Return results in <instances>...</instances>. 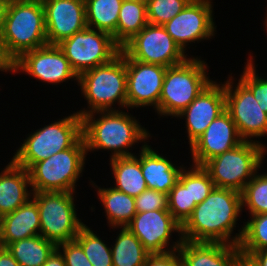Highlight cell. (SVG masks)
Wrapping results in <instances>:
<instances>
[{"label":"cell","mask_w":267,"mask_h":266,"mask_svg":"<svg viewBox=\"0 0 267 266\" xmlns=\"http://www.w3.org/2000/svg\"><path fill=\"white\" fill-rule=\"evenodd\" d=\"M81 137L82 117L74 112L28 134L12 160L29 170L36 162L71 148Z\"/></svg>","instance_id":"7"},{"label":"cell","mask_w":267,"mask_h":266,"mask_svg":"<svg viewBox=\"0 0 267 266\" xmlns=\"http://www.w3.org/2000/svg\"><path fill=\"white\" fill-rule=\"evenodd\" d=\"M254 56H250L247 60V64L244 66V70L240 75V81L252 92L255 99L259 102V106L267 113V79L256 73V64Z\"/></svg>","instance_id":"35"},{"label":"cell","mask_w":267,"mask_h":266,"mask_svg":"<svg viewBox=\"0 0 267 266\" xmlns=\"http://www.w3.org/2000/svg\"><path fill=\"white\" fill-rule=\"evenodd\" d=\"M196 204H190L189 168H183L178 181L168 193V210L183 225L192 215Z\"/></svg>","instance_id":"30"},{"label":"cell","mask_w":267,"mask_h":266,"mask_svg":"<svg viewBox=\"0 0 267 266\" xmlns=\"http://www.w3.org/2000/svg\"><path fill=\"white\" fill-rule=\"evenodd\" d=\"M215 188L209 173L202 167L191 164L189 167L190 204L202 203Z\"/></svg>","instance_id":"36"},{"label":"cell","mask_w":267,"mask_h":266,"mask_svg":"<svg viewBox=\"0 0 267 266\" xmlns=\"http://www.w3.org/2000/svg\"><path fill=\"white\" fill-rule=\"evenodd\" d=\"M227 79L223 82L225 109L231 115L239 136L243 141L262 144L267 148L259 141V137L267 135V113L262 110L252 92L240 80L235 84L233 76L229 75Z\"/></svg>","instance_id":"11"},{"label":"cell","mask_w":267,"mask_h":266,"mask_svg":"<svg viewBox=\"0 0 267 266\" xmlns=\"http://www.w3.org/2000/svg\"><path fill=\"white\" fill-rule=\"evenodd\" d=\"M123 1L147 2V0H123Z\"/></svg>","instance_id":"47"},{"label":"cell","mask_w":267,"mask_h":266,"mask_svg":"<svg viewBox=\"0 0 267 266\" xmlns=\"http://www.w3.org/2000/svg\"><path fill=\"white\" fill-rule=\"evenodd\" d=\"M137 213L154 210H168V194L153 189H146L134 197Z\"/></svg>","instance_id":"37"},{"label":"cell","mask_w":267,"mask_h":266,"mask_svg":"<svg viewBox=\"0 0 267 266\" xmlns=\"http://www.w3.org/2000/svg\"><path fill=\"white\" fill-rule=\"evenodd\" d=\"M83 136L71 147L36 162L29 170L33 192H75L86 162Z\"/></svg>","instance_id":"6"},{"label":"cell","mask_w":267,"mask_h":266,"mask_svg":"<svg viewBox=\"0 0 267 266\" xmlns=\"http://www.w3.org/2000/svg\"><path fill=\"white\" fill-rule=\"evenodd\" d=\"M264 24H265V29L267 30V11H266V16H265ZM266 33H267V31H266Z\"/></svg>","instance_id":"48"},{"label":"cell","mask_w":267,"mask_h":266,"mask_svg":"<svg viewBox=\"0 0 267 266\" xmlns=\"http://www.w3.org/2000/svg\"><path fill=\"white\" fill-rule=\"evenodd\" d=\"M225 110L224 84L212 81L175 118H185L189 147L204 133L210 123Z\"/></svg>","instance_id":"18"},{"label":"cell","mask_w":267,"mask_h":266,"mask_svg":"<svg viewBox=\"0 0 267 266\" xmlns=\"http://www.w3.org/2000/svg\"><path fill=\"white\" fill-rule=\"evenodd\" d=\"M119 229L114 245H110L113 266H145L150 253L127 227Z\"/></svg>","instance_id":"28"},{"label":"cell","mask_w":267,"mask_h":266,"mask_svg":"<svg viewBox=\"0 0 267 266\" xmlns=\"http://www.w3.org/2000/svg\"><path fill=\"white\" fill-rule=\"evenodd\" d=\"M126 227L141 241L150 254L176 251L183 241L181 236L182 225L172 216L169 210L136 213ZM174 232L179 234L176 242L171 239Z\"/></svg>","instance_id":"13"},{"label":"cell","mask_w":267,"mask_h":266,"mask_svg":"<svg viewBox=\"0 0 267 266\" xmlns=\"http://www.w3.org/2000/svg\"><path fill=\"white\" fill-rule=\"evenodd\" d=\"M73 71L82 73L104 65L117 57L122 48L110 34L86 27L57 44Z\"/></svg>","instance_id":"10"},{"label":"cell","mask_w":267,"mask_h":266,"mask_svg":"<svg viewBox=\"0 0 267 266\" xmlns=\"http://www.w3.org/2000/svg\"><path fill=\"white\" fill-rule=\"evenodd\" d=\"M267 148L243 141L237 147L207 161L202 167L209 173L215 187L242 192L245 185L261 169Z\"/></svg>","instance_id":"8"},{"label":"cell","mask_w":267,"mask_h":266,"mask_svg":"<svg viewBox=\"0 0 267 266\" xmlns=\"http://www.w3.org/2000/svg\"><path fill=\"white\" fill-rule=\"evenodd\" d=\"M122 51L130 59L163 67L180 64L190 57L175 43L164 26L150 23L128 41Z\"/></svg>","instance_id":"12"},{"label":"cell","mask_w":267,"mask_h":266,"mask_svg":"<svg viewBox=\"0 0 267 266\" xmlns=\"http://www.w3.org/2000/svg\"><path fill=\"white\" fill-rule=\"evenodd\" d=\"M90 183L92 187L96 188L97 196L104 207L109 227L112 229L126 227L137 213L134 197L111 186L110 188H100L93 181Z\"/></svg>","instance_id":"24"},{"label":"cell","mask_w":267,"mask_h":266,"mask_svg":"<svg viewBox=\"0 0 267 266\" xmlns=\"http://www.w3.org/2000/svg\"><path fill=\"white\" fill-rule=\"evenodd\" d=\"M191 0H147V21L153 25H165L179 14Z\"/></svg>","instance_id":"34"},{"label":"cell","mask_w":267,"mask_h":266,"mask_svg":"<svg viewBox=\"0 0 267 266\" xmlns=\"http://www.w3.org/2000/svg\"><path fill=\"white\" fill-rule=\"evenodd\" d=\"M0 40L12 63L24 53L46 46L43 4L35 1L9 3Z\"/></svg>","instance_id":"3"},{"label":"cell","mask_w":267,"mask_h":266,"mask_svg":"<svg viewBox=\"0 0 267 266\" xmlns=\"http://www.w3.org/2000/svg\"><path fill=\"white\" fill-rule=\"evenodd\" d=\"M242 142L231 115L225 109L190 146L192 163L203 166L207 161L237 147Z\"/></svg>","instance_id":"17"},{"label":"cell","mask_w":267,"mask_h":266,"mask_svg":"<svg viewBox=\"0 0 267 266\" xmlns=\"http://www.w3.org/2000/svg\"><path fill=\"white\" fill-rule=\"evenodd\" d=\"M167 67L143 63L126 55L127 110L153 106L159 115V98Z\"/></svg>","instance_id":"16"},{"label":"cell","mask_w":267,"mask_h":266,"mask_svg":"<svg viewBox=\"0 0 267 266\" xmlns=\"http://www.w3.org/2000/svg\"><path fill=\"white\" fill-rule=\"evenodd\" d=\"M74 192H33L38 205L40 235L56 246L74 240L85 225L76 213Z\"/></svg>","instance_id":"9"},{"label":"cell","mask_w":267,"mask_h":266,"mask_svg":"<svg viewBox=\"0 0 267 266\" xmlns=\"http://www.w3.org/2000/svg\"><path fill=\"white\" fill-rule=\"evenodd\" d=\"M178 253L183 266H233L241 252L236 245L183 240Z\"/></svg>","instance_id":"20"},{"label":"cell","mask_w":267,"mask_h":266,"mask_svg":"<svg viewBox=\"0 0 267 266\" xmlns=\"http://www.w3.org/2000/svg\"><path fill=\"white\" fill-rule=\"evenodd\" d=\"M0 266H21L5 247H0Z\"/></svg>","instance_id":"41"},{"label":"cell","mask_w":267,"mask_h":266,"mask_svg":"<svg viewBox=\"0 0 267 266\" xmlns=\"http://www.w3.org/2000/svg\"><path fill=\"white\" fill-rule=\"evenodd\" d=\"M242 210L240 192L215 187L202 203L196 205L192 215L182 225V239L239 246L244 225L234 236L232 233Z\"/></svg>","instance_id":"1"},{"label":"cell","mask_w":267,"mask_h":266,"mask_svg":"<svg viewBox=\"0 0 267 266\" xmlns=\"http://www.w3.org/2000/svg\"><path fill=\"white\" fill-rule=\"evenodd\" d=\"M42 266H66L63 255L56 248Z\"/></svg>","instance_id":"42"},{"label":"cell","mask_w":267,"mask_h":266,"mask_svg":"<svg viewBox=\"0 0 267 266\" xmlns=\"http://www.w3.org/2000/svg\"><path fill=\"white\" fill-rule=\"evenodd\" d=\"M7 7H8V3L4 0H0V35H1L3 27H4V21H5Z\"/></svg>","instance_id":"45"},{"label":"cell","mask_w":267,"mask_h":266,"mask_svg":"<svg viewBox=\"0 0 267 266\" xmlns=\"http://www.w3.org/2000/svg\"><path fill=\"white\" fill-rule=\"evenodd\" d=\"M241 253L248 255L257 264V266H267V249L255 252H241Z\"/></svg>","instance_id":"40"},{"label":"cell","mask_w":267,"mask_h":266,"mask_svg":"<svg viewBox=\"0 0 267 266\" xmlns=\"http://www.w3.org/2000/svg\"><path fill=\"white\" fill-rule=\"evenodd\" d=\"M74 240L82 247L84 254L93 266H113L112 250L86 224Z\"/></svg>","instance_id":"31"},{"label":"cell","mask_w":267,"mask_h":266,"mask_svg":"<svg viewBox=\"0 0 267 266\" xmlns=\"http://www.w3.org/2000/svg\"><path fill=\"white\" fill-rule=\"evenodd\" d=\"M183 165L176 166L148 143L141 145V171L148 189L169 193L178 181Z\"/></svg>","instance_id":"21"},{"label":"cell","mask_w":267,"mask_h":266,"mask_svg":"<svg viewBox=\"0 0 267 266\" xmlns=\"http://www.w3.org/2000/svg\"><path fill=\"white\" fill-rule=\"evenodd\" d=\"M123 0H85L87 27L113 36L117 43V23Z\"/></svg>","instance_id":"26"},{"label":"cell","mask_w":267,"mask_h":266,"mask_svg":"<svg viewBox=\"0 0 267 266\" xmlns=\"http://www.w3.org/2000/svg\"><path fill=\"white\" fill-rule=\"evenodd\" d=\"M233 266H257V264L248 255L240 253Z\"/></svg>","instance_id":"44"},{"label":"cell","mask_w":267,"mask_h":266,"mask_svg":"<svg viewBox=\"0 0 267 266\" xmlns=\"http://www.w3.org/2000/svg\"><path fill=\"white\" fill-rule=\"evenodd\" d=\"M213 17L212 0H191L179 14L163 26L181 50L187 54L189 43L214 38L217 26Z\"/></svg>","instance_id":"14"},{"label":"cell","mask_w":267,"mask_h":266,"mask_svg":"<svg viewBox=\"0 0 267 266\" xmlns=\"http://www.w3.org/2000/svg\"><path fill=\"white\" fill-rule=\"evenodd\" d=\"M137 155L115 157L110 159L113 178V188L132 197L139 196L147 189L145 179L141 171V151Z\"/></svg>","instance_id":"25"},{"label":"cell","mask_w":267,"mask_h":266,"mask_svg":"<svg viewBox=\"0 0 267 266\" xmlns=\"http://www.w3.org/2000/svg\"><path fill=\"white\" fill-rule=\"evenodd\" d=\"M126 54H120L109 63L97 66L78 76L81 94L87 100V108L80 109L81 117L96 111L127 109ZM118 104V109L112 107Z\"/></svg>","instance_id":"4"},{"label":"cell","mask_w":267,"mask_h":266,"mask_svg":"<svg viewBox=\"0 0 267 266\" xmlns=\"http://www.w3.org/2000/svg\"><path fill=\"white\" fill-rule=\"evenodd\" d=\"M242 195V208L251 215L267 214V173H257L245 185Z\"/></svg>","instance_id":"32"},{"label":"cell","mask_w":267,"mask_h":266,"mask_svg":"<svg viewBox=\"0 0 267 266\" xmlns=\"http://www.w3.org/2000/svg\"><path fill=\"white\" fill-rule=\"evenodd\" d=\"M145 266H183L178 250L164 254H150Z\"/></svg>","instance_id":"39"},{"label":"cell","mask_w":267,"mask_h":266,"mask_svg":"<svg viewBox=\"0 0 267 266\" xmlns=\"http://www.w3.org/2000/svg\"><path fill=\"white\" fill-rule=\"evenodd\" d=\"M243 222L244 231L239 243L240 252H255L267 249V214L251 215Z\"/></svg>","instance_id":"33"},{"label":"cell","mask_w":267,"mask_h":266,"mask_svg":"<svg viewBox=\"0 0 267 266\" xmlns=\"http://www.w3.org/2000/svg\"><path fill=\"white\" fill-rule=\"evenodd\" d=\"M150 134L128 111H96L82 117V136L87 154L108 150L112 153L110 159L132 156L135 153L129 150L133 145L147 143L146 140L152 137Z\"/></svg>","instance_id":"2"},{"label":"cell","mask_w":267,"mask_h":266,"mask_svg":"<svg viewBox=\"0 0 267 266\" xmlns=\"http://www.w3.org/2000/svg\"><path fill=\"white\" fill-rule=\"evenodd\" d=\"M40 235L38 205L33 198L18 207L14 212L0 218V245Z\"/></svg>","instance_id":"23"},{"label":"cell","mask_w":267,"mask_h":266,"mask_svg":"<svg viewBox=\"0 0 267 266\" xmlns=\"http://www.w3.org/2000/svg\"><path fill=\"white\" fill-rule=\"evenodd\" d=\"M30 75L36 80L57 85L68 80L78 82V76L58 45L36 48L24 53L13 63V73Z\"/></svg>","instance_id":"15"},{"label":"cell","mask_w":267,"mask_h":266,"mask_svg":"<svg viewBox=\"0 0 267 266\" xmlns=\"http://www.w3.org/2000/svg\"><path fill=\"white\" fill-rule=\"evenodd\" d=\"M147 24L146 2L122 1L117 23V44L122 48Z\"/></svg>","instance_id":"29"},{"label":"cell","mask_w":267,"mask_h":266,"mask_svg":"<svg viewBox=\"0 0 267 266\" xmlns=\"http://www.w3.org/2000/svg\"><path fill=\"white\" fill-rule=\"evenodd\" d=\"M57 249L63 255L66 266H93L75 240L60 243Z\"/></svg>","instance_id":"38"},{"label":"cell","mask_w":267,"mask_h":266,"mask_svg":"<svg viewBox=\"0 0 267 266\" xmlns=\"http://www.w3.org/2000/svg\"><path fill=\"white\" fill-rule=\"evenodd\" d=\"M42 4L49 45H57L87 27L85 0H46Z\"/></svg>","instance_id":"19"},{"label":"cell","mask_w":267,"mask_h":266,"mask_svg":"<svg viewBox=\"0 0 267 266\" xmlns=\"http://www.w3.org/2000/svg\"><path fill=\"white\" fill-rule=\"evenodd\" d=\"M0 71L13 74V63L6 57L0 40Z\"/></svg>","instance_id":"43"},{"label":"cell","mask_w":267,"mask_h":266,"mask_svg":"<svg viewBox=\"0 0 267 266\" xmlns=\"http://www.w3.org/2000/svg\"><path fill=\"white\" fill-rule=\"evenodd\" d=\"M4 1H6L9 4V3H14V2H25V1H30V0H4Z\"/></svg>","instance_id":"46"},{"label":"cell","mask_w":267,"mask_h":266,"mask_svg":"<svg viewBox=\"0 0 267 266\" xmlns=\"http://www.w3.org/2000/svg\"><path fill=\"white\" fill-rule=\"evenodd\" d=\"M208 68L206 61L193 56L167 67L159 98V116L173 118L181 113L213 81Z\"/></svg>","instance_id":"5"},{"label":"cell","mask_w":267,"mask_h":266,"mask_svg":"<svg viewBox=\"0 0 267 266\" xmlns=\"http://www.w3.org/2000/svg\"><path fill=\"white\" fill-rule=\"evenodd\" d=\"M6 248L21 266H42L57 246L36 235L10 243Z\"/></svg>","instance_id":"27"},{"label":"cell","mask_w":267,"mask_h":266,"mask_svg":"<svg viewBox=\"0 0 267 266\" xmlns=\"http://www.w3.org/2000/svg\"><path fill=\"white\" fill-rule=\"evenodd\" d=\"M30 1H35V2H41V3H43V2H45L46 0H30Z\"/></svg>","instance_id":"49"},{"label":"cell","mask_w":267,"mask_h":266,"mask_svg":"<svg viewBox=\"0 0 267 266\" xmlns=\"http://www.w3.org/2000/svg\"><path fill=\"white\" fill-rule=\"evenodd\" d=\"M28 170L17 165L12 159L0 172V218L14 212L32 198Z\"/></svg>","instance_id":"22"}]
</instances>
